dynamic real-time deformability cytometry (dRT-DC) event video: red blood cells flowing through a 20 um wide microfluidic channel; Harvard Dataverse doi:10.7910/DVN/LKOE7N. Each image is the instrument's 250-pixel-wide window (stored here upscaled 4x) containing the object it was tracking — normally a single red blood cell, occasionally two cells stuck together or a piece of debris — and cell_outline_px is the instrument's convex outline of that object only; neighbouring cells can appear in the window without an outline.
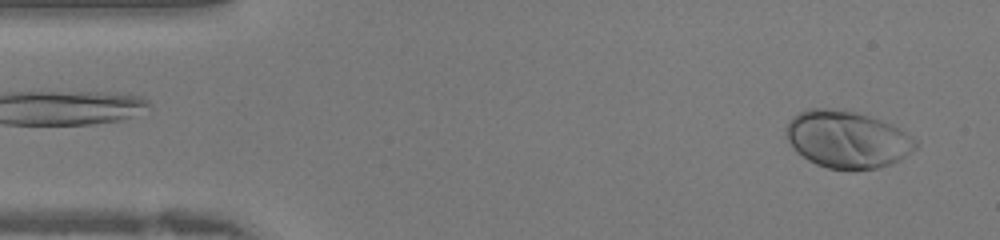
{"species": "human", "species_latin": "Homo sapiens", "temperature_condition": "warm", "stored_images_in_passage": 41, "camera_frame_rate_fps": 3000, "um_per_image_px": 0.085, "donor": {"sex": "female"}, "frame": {"image": 1, "passage_image": 2, "time_ms": 0.333, "image_size_px": [1000, 240], "cell_outline_px": [[916, 148], [900, 160], [876, 168], [828, 168], [816, 164], [808, 160], [796, 152], [792, 148], [784, 132], [784, 128], [788, 120], [792, 116], [808, 108], [824, 108], [856, 112], [892, 124], [900, 128], [912, 136], [916, 140]], "centroid_in_image_um": [71.96, 11.82], "position_along_channel_um": 13.0, "area_um2": 42.95}}
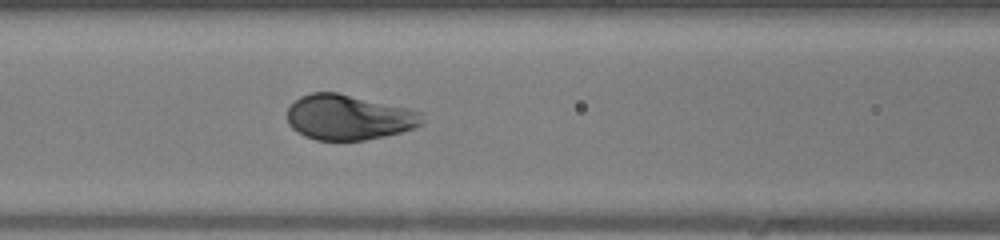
{"frame": {"image": 2, "passage_image": 16, "time_ms": 5.0, "image_size_px": [1000, 240], "cell_outline_px": [[424, 124], [416, 128], [384, 136], [364, 140], [316, 140], [304, 136], [292, 128], [288, 124], [288, 108], [300, 96], [312, 92], [336, 92], [408, 108], [424, 112]], "centroid_in_image_um": [29.67, 9.97], "position_along_channel_um": 136.9, "area_um2": 35.66}}
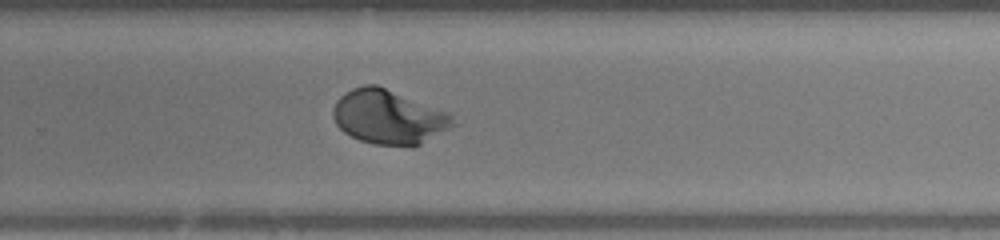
{"frame": {"image": 3, "passage_image": 26, "time_ms": 8.333, "image_size_px": [1000, 240], "cell_outline_px": [[460, 124], [412, 148], [372, 144], [360, 140], [344, 132], [336, 124], [332, 116], [332, 108], [336, 100], [344, 92], [352, 88], [364, 84], [376, 84], [452, 112]], "centroid_in_image_um": [33.11, 9.95], "position_along_channel_um": 296.7, "area_um2": 39.13}}